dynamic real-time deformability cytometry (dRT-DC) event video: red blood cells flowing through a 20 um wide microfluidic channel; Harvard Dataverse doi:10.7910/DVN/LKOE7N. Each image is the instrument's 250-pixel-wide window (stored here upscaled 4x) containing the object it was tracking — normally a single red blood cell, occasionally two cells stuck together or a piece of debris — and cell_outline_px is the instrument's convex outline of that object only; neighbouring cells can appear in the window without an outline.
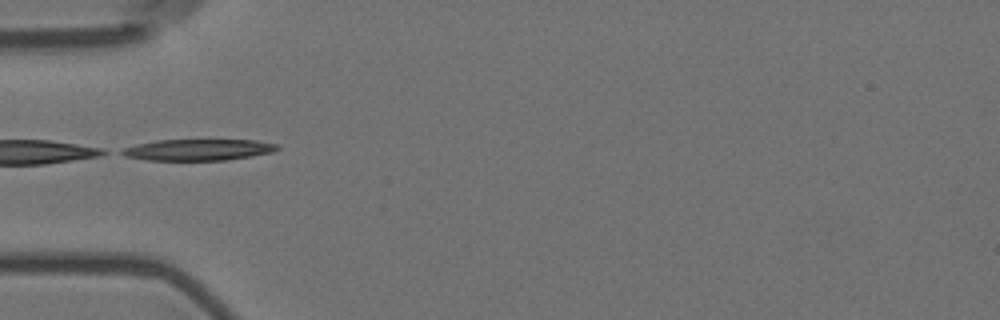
{"species": "Egyptian fruit bat (a non-hibernating species)", "species_latin": "Rousettus aegyptiacus", "temperature_condition": "room temperature", "stored_images_in_passage": 38, "camera_frame_rate_fps": 3000, "um_per_image_px": 0.085, "animal": {"sex": "female"}, "frame": {"image": 1, "passage_image": 1, "time_ms": 0.0, "image_size_px": [1000, 320], "cell_outline_px": [[280, 148], [272, 152], [252, 156], [224, 160], [144, 160], [124, 156], [116, 152], [120, 148], [136, 144], [156, 140], [256, 140], [276, 144]], "centroid_in_image_um": [16.75, 12.73], "position_along_channel_um": 68.3, "area_um2": 19.48}}